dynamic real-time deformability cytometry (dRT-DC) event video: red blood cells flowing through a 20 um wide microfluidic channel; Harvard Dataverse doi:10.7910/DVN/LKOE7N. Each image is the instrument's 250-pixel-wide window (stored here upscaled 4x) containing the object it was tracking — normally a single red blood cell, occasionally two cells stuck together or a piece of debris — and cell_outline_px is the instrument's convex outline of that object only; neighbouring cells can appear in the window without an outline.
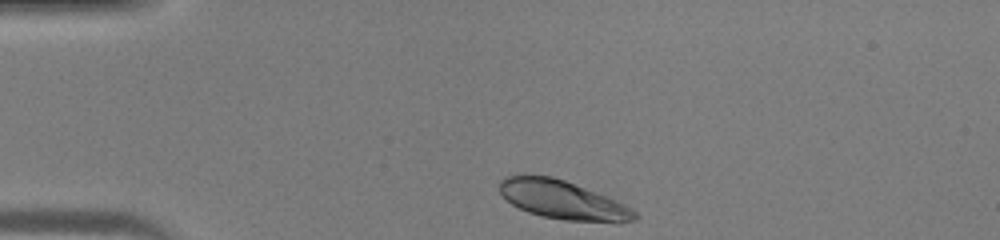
{"species": "human", "species_latin": "Homo sapiens", "temperature_condition": "warm", "stored_images_in_passage": 30, "camera_frame_rate_fps": 3000, "um_per_image_px": 0.085, "donor": {"sex": "male"}, "frame": {"image": 1, "passage_image": 1, "time_ms": 0.0, "image_size_px": [1000, 240], "cell_outline_px": [[640, 216], [636, 220], [620, 224], [616, 224], [564, 220], [540, 216], [528, 212], [512, 204], [496, 188], [500, 180], [504, 176], [520, 172], [552, 176], [564, 180], [608, 196], [632, 208]], "centroid_in_image_um": [47.84, 16.98], "position_along_channel_um": 37.2, "area_um2": 31.62}}
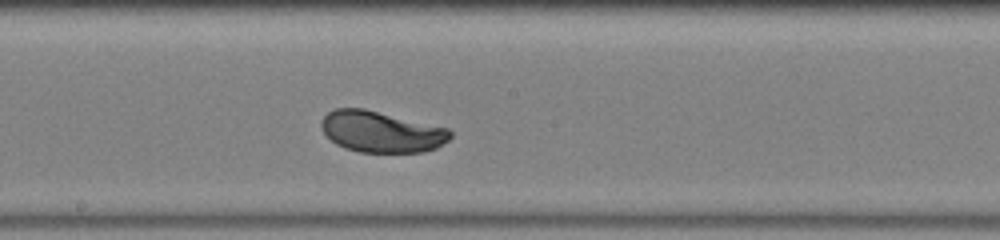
{"frame": {"image": 2, "passage_image": 16, "time_ms": 5.0, "image_size_px": [1000, 240], "cell_outline_px": [[452, 136], [448, 140], [436, 148], [420, 152], [360, 152], [344, 148], [336, 144], [320, 128], [320, 120], [328, 112], [336, 108], [364, 108], [448, 128], [452, 132]], "centroid_in_image_um": [32.39, 11.19], "position_along_channel_um": 215.8, "area_um2": 30.92}}
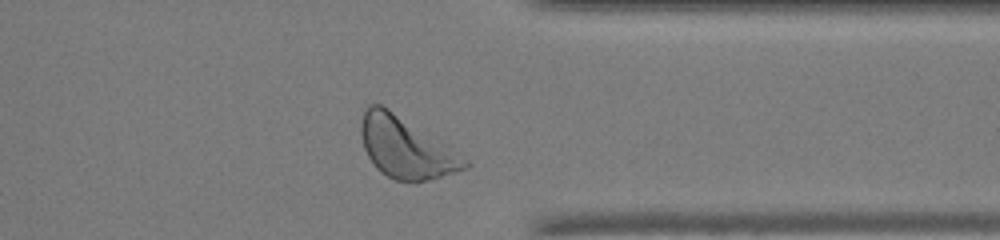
{"frame": {"image": 3, "passage_image": 27, "time_ms": 8.667, "image_size_px": [1000, 240], "cell_outline_px": [[472, 164], [468, 168], [416, 184], [396, 180], [380, 172], [376, 168], [368, 156], [364, 148], [360, 132], [360, 124], [364, 108], [368, 104], [380, 104], [388, 108], [448, 144], [468, 160]], "centroid_in_image_um": [34.52, 12.56], "position_along_channel_um": 376.9, "area_um2": 37.45}}